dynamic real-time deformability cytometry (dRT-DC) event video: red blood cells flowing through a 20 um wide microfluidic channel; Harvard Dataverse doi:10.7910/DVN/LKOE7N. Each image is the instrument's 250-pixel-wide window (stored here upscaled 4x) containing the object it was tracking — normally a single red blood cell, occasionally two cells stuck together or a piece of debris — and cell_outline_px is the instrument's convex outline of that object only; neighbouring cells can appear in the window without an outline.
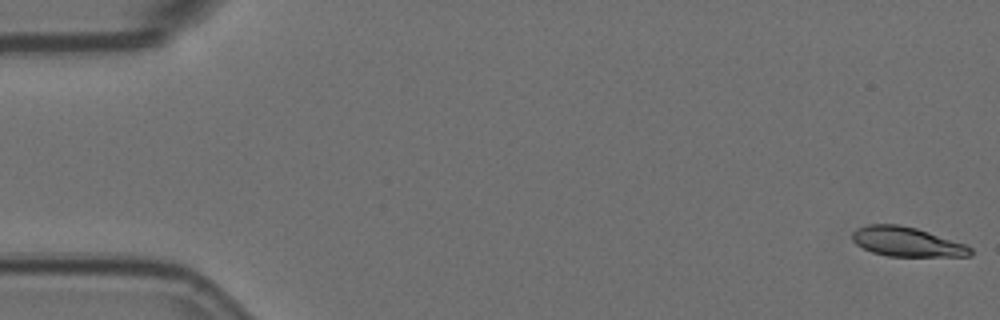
{"species": "Egyptian fruit bat (a non-hibernating species)", "species_latin": "Rousettus aegyptiacus", "temperature_condition": "room temperature", "stored_images_in_passage": 56, "camera_frame_rate_fps": 3000, "um_per_image_px": 0.085, "animal": {"sex": "female"}, "frame": {"image": 1, "passage_image": 1, "time_ms": 0.0, "image_size_px": [1000, 320], "cell_outline_px": [[972, 256], [888, 256], [872, 252], [856, 244], [852, 240], [852, 232], [856, 228], [868, 224], [896, 224], [916, 228], [964, 244], [972, 248]], "centroid_in_image_um": [77.04, 20.55], "position_along_channel_um": 8.0, "area_um2": 20.11}}
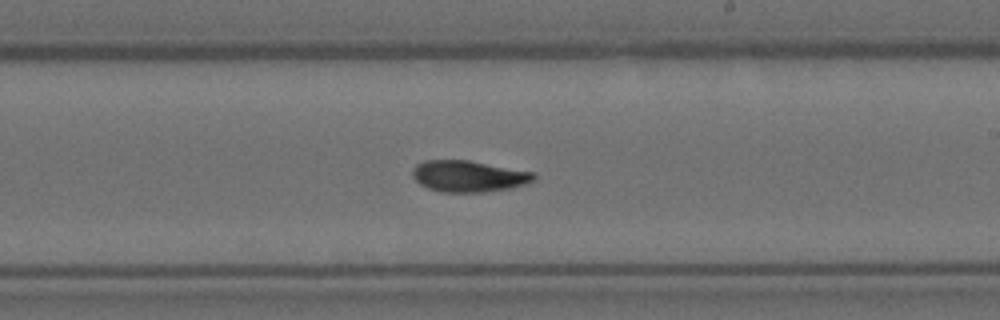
{"frame": {"image": 2, "passage_image": 33, "time_ms": 10.667, "image_size_px": [1000, 320], "cell_outline_px": [[536, 176], [532, 180], [524, 184], [512, 188], [484, 192], [440, 192], [428, 188], [420, 184], [412, 176], [412, 168], [416, 164], [424, 160], [468, 160], [536, 172]], "centroid_in_image_um": [39.82, 14.97], "position_along_channel_um": 249.2, "area_um2": 22.31}}
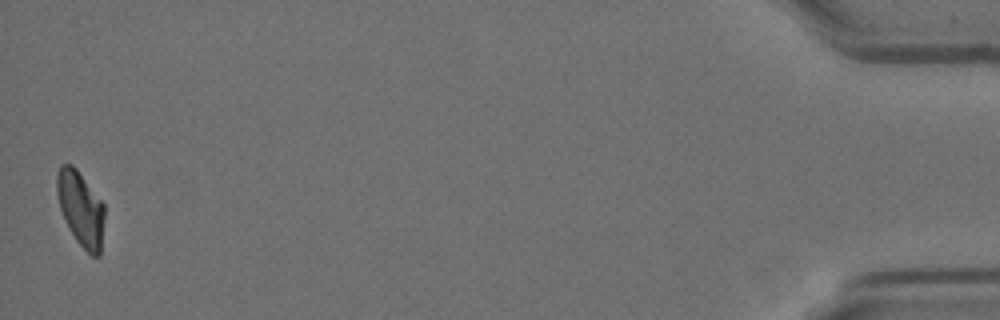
{"frame": {"image": 3, "passage_image": 56, "time_ms": 18.333, "image_size_px": [1000, 320], "cell_outline_px": [[104, 216], [100, 256], [92, 256], [76, 240], [60, 208], [56, 192], [56, 172], [60, 164], [72, 164], [76, 168], [104, 204]], "centroid_in_image_um": [6.85, 17.69], "position_along_channel_um": 428.3, "area_um2": 20.46}, "authors_computed_cell_mechanics": {"area_um2": 21.5594, "velocity_mm_per_s": 3.5786, "shape_relaxation_time_tau1_ms": 10.5383, "shape_relaxation_time_tau2_ms": 4.7745, "deformation_change_tau1": 0.2122, "deformation_change_tau2": 0.0864}}